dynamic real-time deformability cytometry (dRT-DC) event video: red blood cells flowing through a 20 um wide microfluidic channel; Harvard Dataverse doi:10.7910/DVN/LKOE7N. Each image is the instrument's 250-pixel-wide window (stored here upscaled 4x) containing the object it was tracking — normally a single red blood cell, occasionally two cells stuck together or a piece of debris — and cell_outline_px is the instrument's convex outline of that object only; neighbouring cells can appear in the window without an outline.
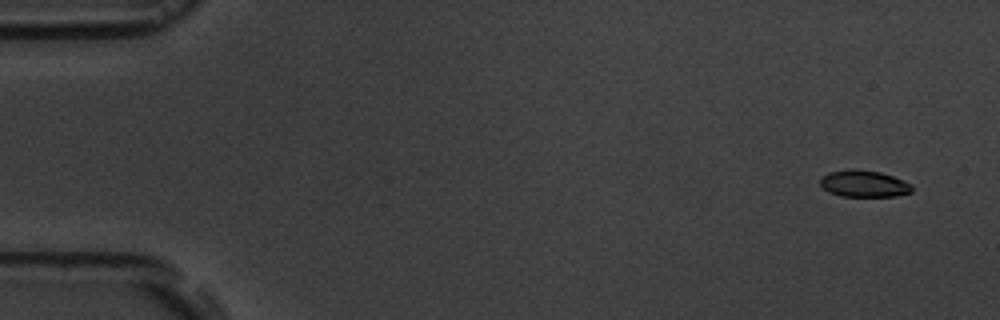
{"species": "common noctule bat (a hibernating species)", "species_latin": "Nyctalus noctula", "temperature_condition": "room temperature", "stored_images_in_passage": 5, "camera_frame_rate_fps": 3000, "um_per_image_px": 0.085, "animal": {"sex": "male", "body_mass_g": 19.5, "forearm_length_mm": 54.6}, "frame": {"image": 1, "passage_image": 1, "time_ms": 0.0, "image_size_px": [1000, 320], "cell_outline_px": [[912, 192], [896, 196], [840, 196], [828, 192], [820, 184], [820, 176], [828, 172], [852, 168], [880, 172], [904, 180], [912, 184]], "centroid_in_image_um": [73.41, 15.6], "position_along_channel_um": 11.6, "area_um2": 14.45}}
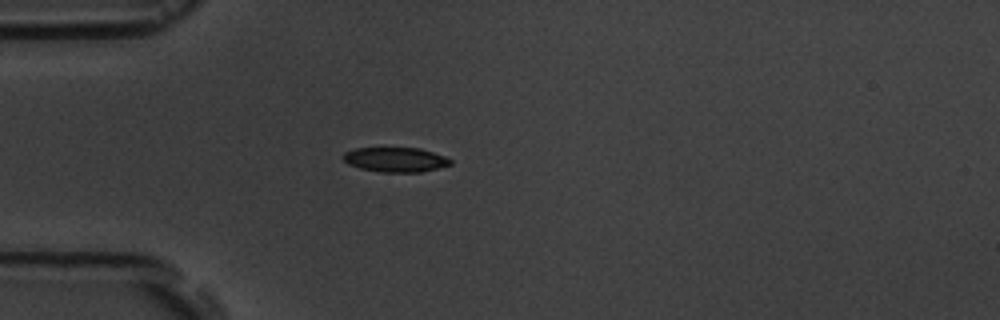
{"frame": {"image": 2, "passage_image": 5, "time_ms": 4.333, "image_size_px": [1000, 320], "cell_outline_px": [[452, 164], [440, 168], [420, 172], [380, 172], [360, 168], [348, 164], [340, 156], [344, 152], [356, 148], [420, 148], [444, 156], [452, 160]], "centroid_in_image_um": [33.6, 13.57], "position_along_channel_um": 51.4, "area_um2": 15.49}}